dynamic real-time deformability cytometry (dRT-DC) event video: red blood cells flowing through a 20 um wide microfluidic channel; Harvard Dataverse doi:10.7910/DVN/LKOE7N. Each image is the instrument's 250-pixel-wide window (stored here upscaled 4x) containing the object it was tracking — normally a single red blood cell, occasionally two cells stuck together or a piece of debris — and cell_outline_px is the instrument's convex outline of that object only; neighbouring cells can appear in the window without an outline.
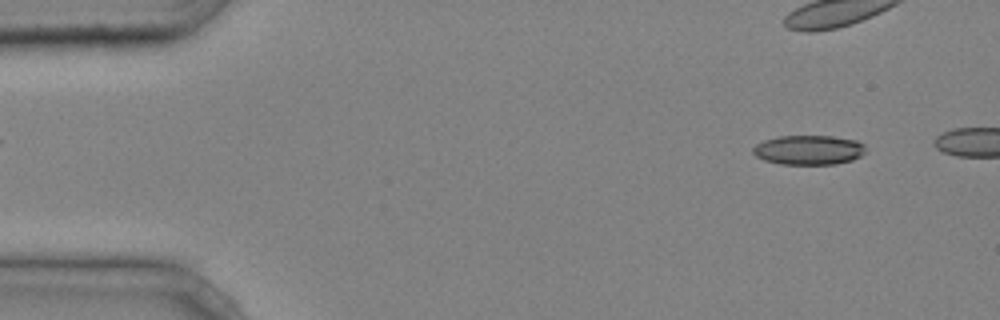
{"species": "common noctule bat (a hibernating species)", "species_latin": "Nyctalus noctula", "temperature_condition": "cold", "stored_images_in_passage": 11, "camera_frame_rate_fps": 3000, "um_per_image_px": 0.085, "animal": {"sex": "male", "body_mass_g": 20.4}, "frame": {"image": 1, "passage_image": 4, "time_ms": 1.0, "image_size_px": [1000, 320], "cell_outline_px": [[864, 152], [860, 156], [852, 160], [836, 164], [780, 164], [764, 160], [756, 156], [752, 152], [752, 148], [756, 144], [764, 140], [780, 136], [832, 136], [856, 140], [864, 144]], "centroid_in_image_um": [68.72, 12.75], "position_along_channel_um": 16.3, "area_um2": 19.36}}